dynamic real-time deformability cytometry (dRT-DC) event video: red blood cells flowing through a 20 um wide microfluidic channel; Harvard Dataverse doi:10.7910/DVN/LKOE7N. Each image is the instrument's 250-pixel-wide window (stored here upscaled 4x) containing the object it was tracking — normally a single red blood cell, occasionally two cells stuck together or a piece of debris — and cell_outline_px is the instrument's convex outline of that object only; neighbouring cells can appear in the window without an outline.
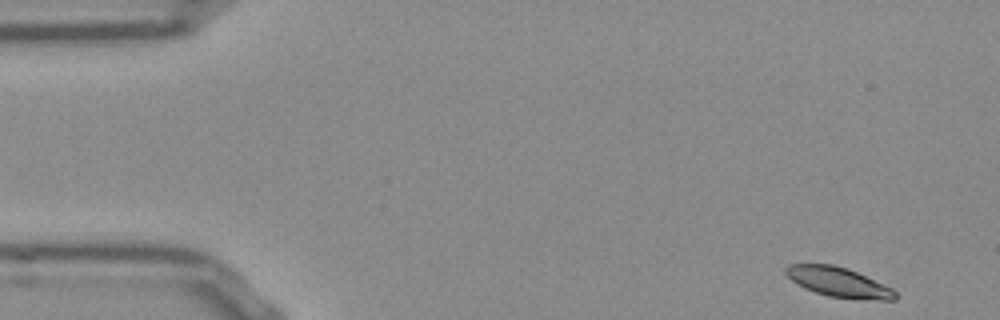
{"species": "Egyptian fruit bat (a non-hibernating species)", "species_latin": "Rousettus aegyptiacus", "temperature_condition": "room temperature", "stored_images_in_passage": 51, "camera_frame_rate_fps": 3000, "um_per_image_px": 0.085, "frame": {"image": 1, "passage_image": 1, "time_ms": 0.0, "image_size_px": [1000, 320], "cell_outline_px": [[896, 300], [880, 300], [828, 296], [804, 288], [796, 284], [784, 272], [784, 268], [788, 264], [832, 264], [848, 268], [892, 288], [896, 292]], "centroid_in_image_um": [71.25, 23.97], "position_along_channel_um": 13.8, "area_um2": 18.79}}
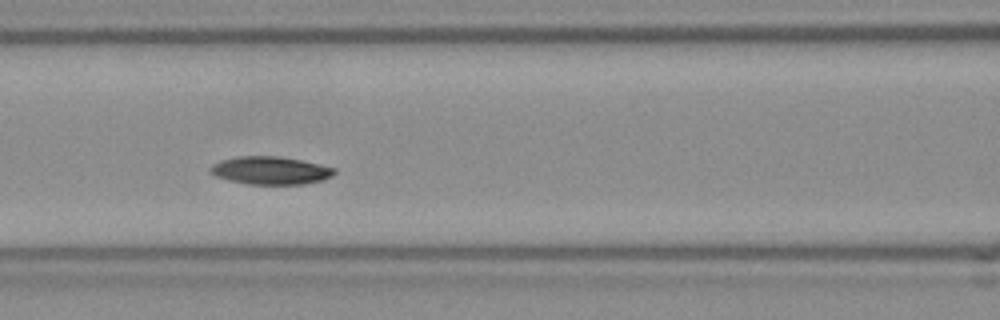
{"frame": {"image": 2, "passage_image": 20, "time_ms": 6.333, "image_size_px": [1000, 320], "cell_outline_px": [[336, 172], [332, 176], [324, 180], [304, 184], [244, 184], [228, 180], [216, 176], [208, 172], [208, 168], [212, 164], [220, 160], [240, 156], [276, 156], [300, 160], [336, 168]], "centroid_in_image_um": [22.96, 14.5], "position_along_channel_um": 143.6, "area_um2": 20.29}}
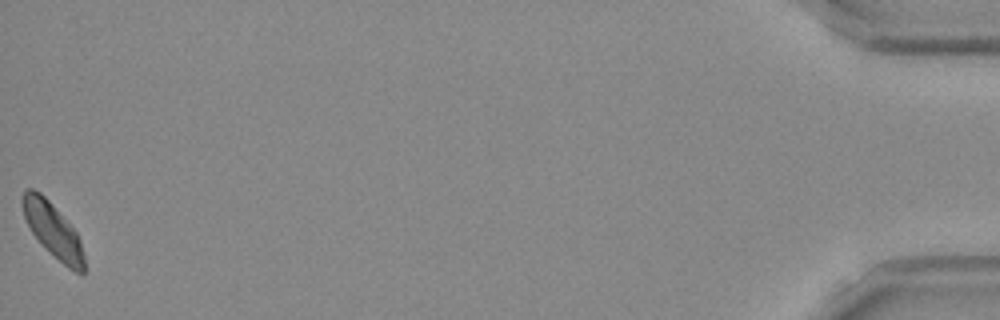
{"frame": {"image": 3, "passage_image": 51, "time_ms": 16.667, "image_size_px": [1000, 320], "cell_outline_px": [[84, 272], [76, 272], [68, 268], [32, 232], [24, 216], [20, 204], [20, 196], [28, 188], [32, 188], [40, 192], [48, 200], [76, 232], [80, 240], [84, 252]], "centroid_in_image_um": [4.47, 19.51], "position_along_channel_um": 430.7, "area_um2": 18.9}, "authors_computed_cell_mechanics": {"area_um2": 19.8832, "velocity_mm_per_s": 3.7777, "shape_relaxation_time_tau1_ms": 3.1665, "shape_relaxation_time_tau2_ms": null, "deformation_change_tau1": 0.0814, "deformation_change_tau2": null}}